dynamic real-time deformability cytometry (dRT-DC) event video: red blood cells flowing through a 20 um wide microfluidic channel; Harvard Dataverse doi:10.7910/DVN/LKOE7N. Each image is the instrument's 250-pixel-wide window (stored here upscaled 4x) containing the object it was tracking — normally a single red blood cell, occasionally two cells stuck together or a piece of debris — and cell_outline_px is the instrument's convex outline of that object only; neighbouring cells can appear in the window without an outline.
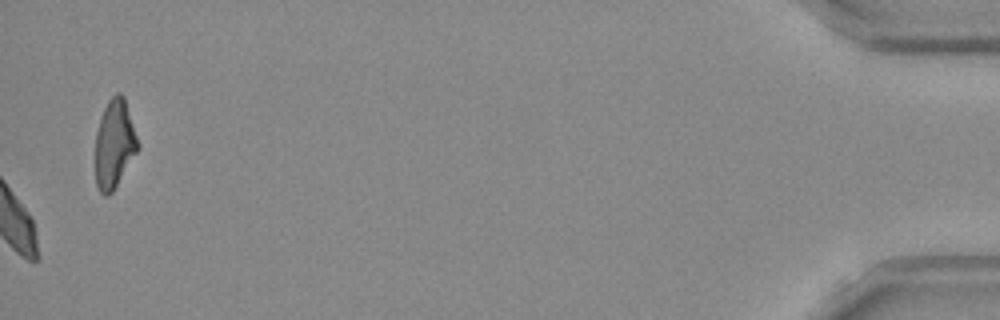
{"species": "Egyptian fruit bat (a non-hibernating species)", "species_latin": "Rousettus aegyptiacus", "temperature_condition": "room temperature", "stored_images_in_passage": 54, "camera_frame_rate_fps": 3000, "um_per_image_px": 0.085, "frame": {"image": 1, "passage_image": 54, "time_ms": 17.667, "image_size_px": [1000, 320], "cell_outline_px": [[140, 148], [112, 192], [108, 196], [104, 196], [100, 192], [96, 184], [96, 132], [100, 116], [108, 100], [116, 92], [120, 92], [124, 96], [140, 144]], "centroid_in_image_um": [9.74, 12.22], "position_along_channel_um": 425.5, "area_um2": 22.08}, "authors_computed_cell_mechanics": {"area_um2": 20.9236, "velocity_mm_per_s": 3.7633, "shape_relaxation_time_tau1_ms": 9.3359, "shape_relaxation_time_tau2_ms": 4.0422, "deformation_change_tau1": 0.2028, "deformation_change_tau2": 0.099}}